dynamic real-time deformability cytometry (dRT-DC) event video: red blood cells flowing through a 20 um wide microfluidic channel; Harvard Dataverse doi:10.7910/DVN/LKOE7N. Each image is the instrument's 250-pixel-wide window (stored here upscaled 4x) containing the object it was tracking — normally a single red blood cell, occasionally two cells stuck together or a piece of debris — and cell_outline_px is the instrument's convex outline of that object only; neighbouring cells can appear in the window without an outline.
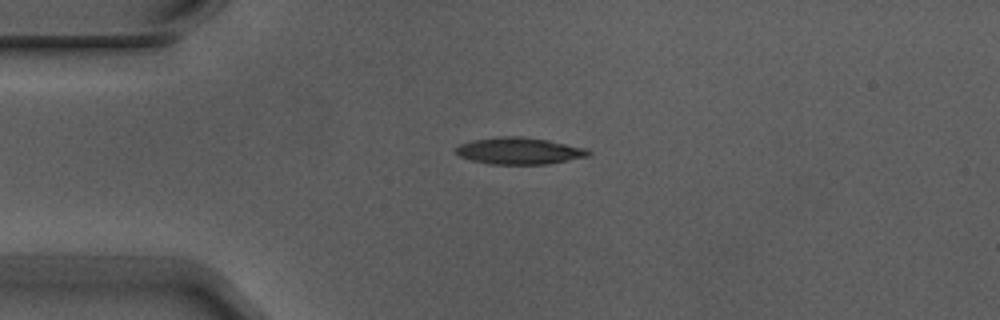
{"species": "Egyptian fruit bat (a non-hibernating species)", "species_latin": "Rousettus aegyptiacus", "temperature_condition": "warm", "stored_images_in_passage": 6, "camera_frame_rate_fps": 3000, "um_per_image_px": 0.085, "animal": {"sex": "male"}, "frame": {"image": 1, "passage_image": 1, "time_ms": 0.0, "image_size_px": [1000, 320], "cell_outline_px": [[592, 152], [588, 156], [548, 164], [492, 164], [472, 160], [460, 156], [452, 152], [460, 144], [472, 140], [496, 136], [516, 136], [548, 140], [584, 148]], "centroid_in_image_um": [44.09, 12.82], "position_along_channel_um": 40.9, "area_um2": 20.58}}
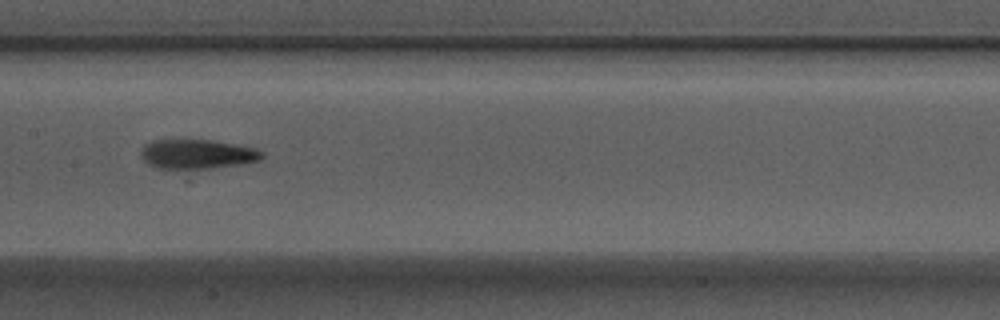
{"frame": {"image": 2, "passage_image": 5, "time_ms": 1.333, "image_size_px": [1000, 320], "cell_outline_px": [[264, 156], [260, 160], [240, 164], [208, 168], [156, 168], [148, 164], [140, 156], [140, 152], [144, 144], [152, 140], [212, 140], [256, 148], [264, 152]], "centroid_in_image_um": [16.75, 13.09], "position_along_channel_um": 190.7, "area_um2": 20.69}}
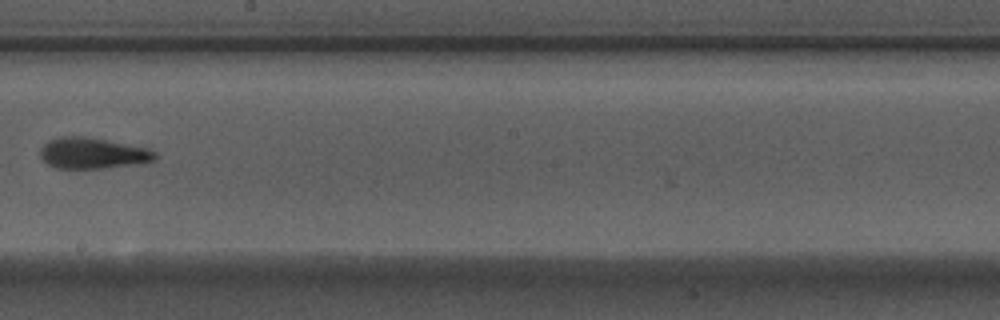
{"frame": {"image": 3, "passage_image": 6, "time_ms": 1.667, "image_size_px": [1000, 320], "cell_outline_px": [[156, 160], [136, 164], [104, 168], [52, 168], [40, 156], [40, 148], [48, 140], [60, 136], [84, 136], [148, 148], [156, 152]], "centroid_in_image_um": [7.85, 13.02], "position_along_channel_um": 240.4, "area_um2": 20.75}}